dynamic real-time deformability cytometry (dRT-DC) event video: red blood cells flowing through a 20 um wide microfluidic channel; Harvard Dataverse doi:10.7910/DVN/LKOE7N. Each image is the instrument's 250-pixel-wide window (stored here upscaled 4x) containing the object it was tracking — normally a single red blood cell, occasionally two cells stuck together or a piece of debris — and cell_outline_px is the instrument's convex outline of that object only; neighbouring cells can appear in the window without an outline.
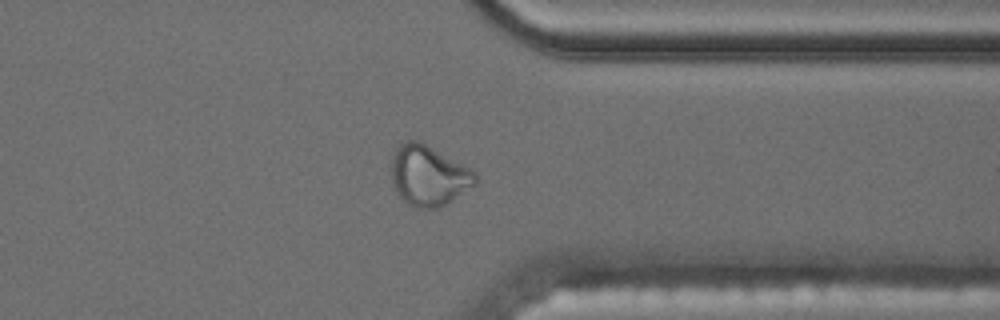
{"species": "common noctule bat (a hibernating species)", "species_latin": "Nyctalus noctula", "temperature_condition": "cold", "stored_images_in_passage": 42, "camera_frame_rate_fps": 3000, "um_per_image_px": 0.085, "animal": {"sex": "male", "body_mass_g": 17.5, "forearm_length_mm": 52.3}, "frame": {"image": 1, "passage_image": 30, "time_ms": 9.667, "image_size_px": [1000, 320], "cell_outline_px": [[476, 184], [444, 204], [436, 208], [416, 208], [408, 204], [396, 192], [392, 184], [392, 156], [396, 148], [404, 140], [416, 140], [424, 144], [476, 172]], "centroid_in_image_um": [36.38, 14.93], "position_along_channel_um": 375.0, "area_um2": 28.9}, "authors_computed_cell_mechanics": {"area_um2": 19.7676, "velocity_mm_per_s": 3.5187, "shape_relaxation_time_tau1_ms": null, "shape_relaxation_time_tau2_ms": 1.491, "deformation_change_tau1": null, "deformation_change_tau2": 0.0822}}